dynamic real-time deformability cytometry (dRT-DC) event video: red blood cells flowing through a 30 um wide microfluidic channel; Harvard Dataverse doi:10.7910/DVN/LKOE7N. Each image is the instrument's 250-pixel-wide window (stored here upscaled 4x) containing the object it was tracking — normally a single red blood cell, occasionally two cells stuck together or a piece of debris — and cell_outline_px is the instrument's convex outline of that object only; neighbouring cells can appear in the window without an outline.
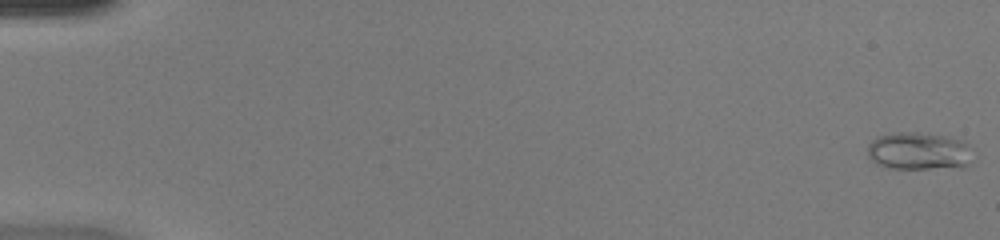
{"species": "common noctule bat (a hibernating species)", "species_latin": "Nyctalus noctula", "temperature_condition": "warm", "stored_images_in_passage": 49, "camera_frame_rate_fps": 3000, "um_per_image_px": 0.085, "animal": {"sex": "female", "body_mass_g": 20.0, "forearm_length_mm": 54.0}, "frame": {"image": 1, "passage_image": 1, "time_ms": 0.0, "image_size_px": [1000, 240], "cell_outline_px": [[972, 148], [964, 168], [888, 168], [876, 164], [868, 156], [868, 144], [872, 140], [880, 136], [896, 132], [916, 132], [940, 136], [960, 140], [968, 144]], "centroid_in_image_um": [78.06, 12.85], "position_along_channel_um": 6.9, "area_um2": 22.77}}
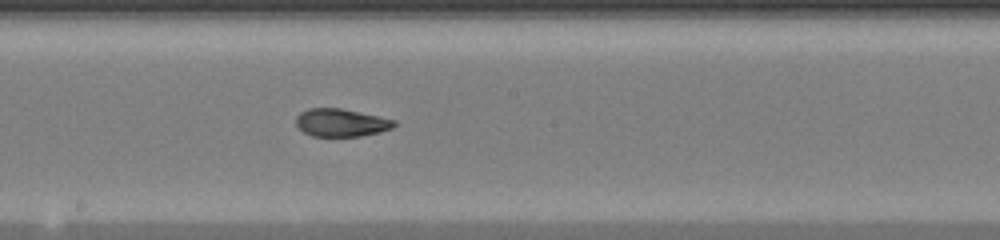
{"frame": {"image": 2, "passage_image": 28, "time_ms": 9.0, "image_size_px": [1000, 240], "cell_outline_px": [[396, 124], [392, 128], [380, 132], [360, 136], [312, 136], [304, 132], [296, 124], [296, 116], [300, 112], [308, 108], [340, 108], [396, 120]], "centroid_in_image_um": [28.98, 10.42], "position_along_channel_um": 219.2, "area_um2": 15.84}}
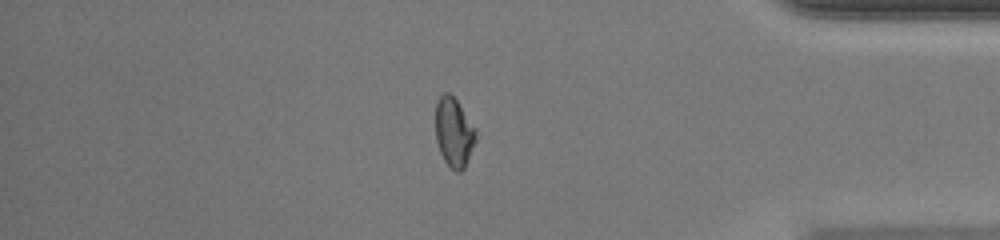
{"frame": {"image": 3, "passage_image": 42, "time_ms": 13.667, "image_size_px": [1000, 240], "cell_outline_px": [[476, 140], [464, 168], [460, 172], [456, 172], [444, 160], [440, 152], [436, 140], [436, 104], [440, 96], [444, 92], [448, 92], [456, 100], [476, 128]], "centroid_in_image_um": [38.58, 11.25], "position_along_channel_um": 396.6, "area_um2": 16.07}, "authors_computed_cell_mechanics": {"area_um2": 16.8776, "velocity_mm_per_s": 4.3391, "shape_relaxation_time_tau1_ms": null, "shape_relaxation_time_tau2_ms": 1.7801, "deformation_change_tau1": null, "deformation_change_tau2": 0.0621}}